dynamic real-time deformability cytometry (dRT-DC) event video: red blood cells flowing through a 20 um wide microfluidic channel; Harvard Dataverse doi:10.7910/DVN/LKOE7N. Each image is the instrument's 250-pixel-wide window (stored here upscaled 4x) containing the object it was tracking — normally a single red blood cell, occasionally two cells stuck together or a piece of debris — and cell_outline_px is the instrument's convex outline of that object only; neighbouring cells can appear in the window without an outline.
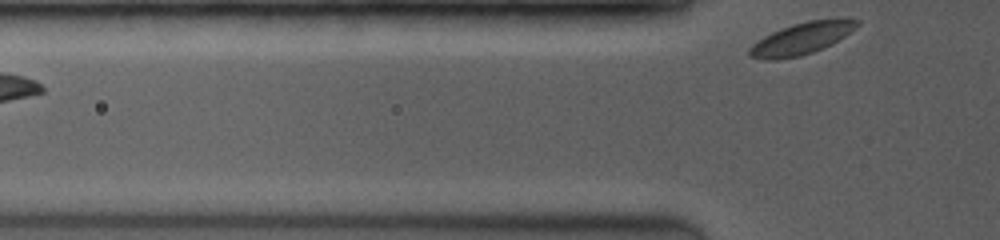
{"species": "common noctule bat (a hibernating species)", "species_latin": "Nyctalus noctula", "temperature_condition": "room temperature", "stored_images_in_passage": 4, "segment_of_instrument_passage": [2, 2], "camera_frame_rate_fps": 3500, "um_per_image_px": 0.085, "animal": {"sex": "female", "body_mass_g": 19.0, "forearm_length_mm": 53.3}, "frame": {"image": 1, "passage_image": 4, "time_ms": 2.0, "image_size_px": [1000, 240], "cell_outline_px": [[860, 24], [856, 28], [832, 44], [824, 48], [800, 56], [776, 60], [764, 60], [748, 56], [748, 48], [752, 44], [764, 36], [780, 28], [792, 24], [808, 20], [844, 16], [860, 20]], "centroid_in_image_um": [68.18, 3.24], "position_along_channel_um": 57.6, "area_um2": 20.58}}